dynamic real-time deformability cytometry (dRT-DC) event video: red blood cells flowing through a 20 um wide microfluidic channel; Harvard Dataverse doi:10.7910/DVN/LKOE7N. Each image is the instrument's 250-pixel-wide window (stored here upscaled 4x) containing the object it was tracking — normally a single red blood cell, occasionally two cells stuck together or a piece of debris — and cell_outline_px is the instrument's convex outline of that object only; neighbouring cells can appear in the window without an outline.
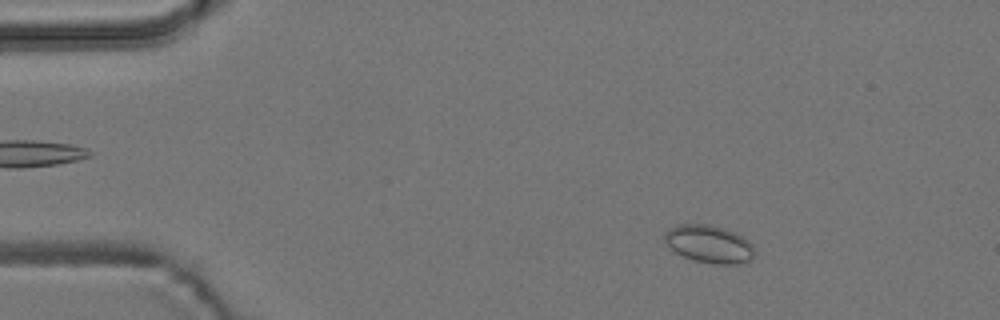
{"species": "common noctule bat (a hibernating species)", "species_latin": "Nyctalus noctula", "temperature_condition": "room temperature", "stored_images_in_passage": 55, "camera_frame_rate_fps": 3000, "um_per_image_px": 0.085, "animal": {"sex": "male", "body_mass_g": 19.2, "forearm_length_mm": 51.8}, "frame": {"image": 1, "passage_image": 8, "time_ms": 2.333, "image_size_px": [1000, 320], "cell_outline_px": [[756, 252], [752, 260], [736, 264], [716, 264], [692, 260], [676, 252], [664, 240], [664, 232], [668, 228], [680, 224], [708, 224], [724, 228], [736, 232], [744, 236], [752, 244]], "centroid_in_image_um": [60.31, 20.73], "position_along_channel_um": 24.7, "area_um2": 20.0}}
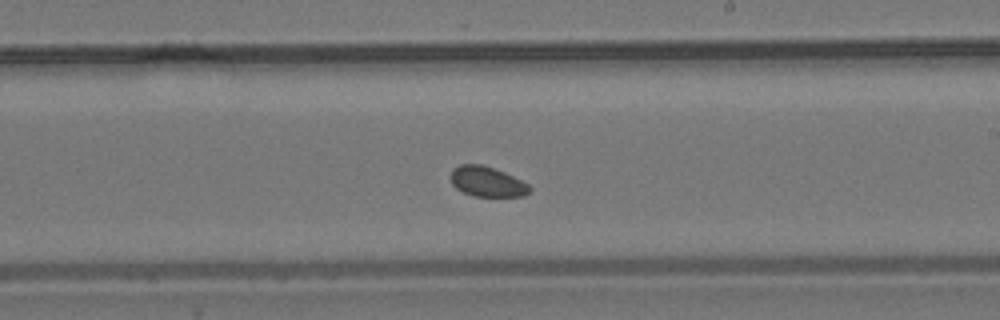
{"frame": {"image": 2, "passage_image": 32, "time_ms": 10.333, "image_size_px": [1000, 320], "cell_outline_px": [[532, 188], [524, 196], [472, 196], [456, 188], [452, 184], [452, 168], [460, 164], [480, 164], [504, 172], [528, 184]], "centroid_in_image_um": [41.39, 15.44], "position_along_channel_um": 247.6, "area_um2": 13.64}}
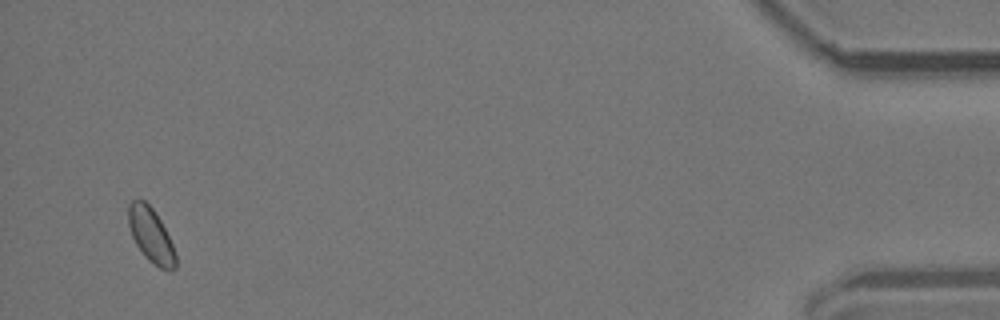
{"frame": {"image": 3, "passage_image": 53, "time_ms": 17.333, "image_size_px": [1000, 320], "cell_outline_px": [[176, 268], [160, 268], [148, 260], [144, 256], [136, 244], [132, 236], [128, 224], [128, 204], [132, 200], [144, 200], [152, 208], [160, 220], [172, 244], [176, 256]], "centroid_in_image_um": [12.8, 19.97], "position_along_channel_um": 422.4, "area_um2": 14.68}}